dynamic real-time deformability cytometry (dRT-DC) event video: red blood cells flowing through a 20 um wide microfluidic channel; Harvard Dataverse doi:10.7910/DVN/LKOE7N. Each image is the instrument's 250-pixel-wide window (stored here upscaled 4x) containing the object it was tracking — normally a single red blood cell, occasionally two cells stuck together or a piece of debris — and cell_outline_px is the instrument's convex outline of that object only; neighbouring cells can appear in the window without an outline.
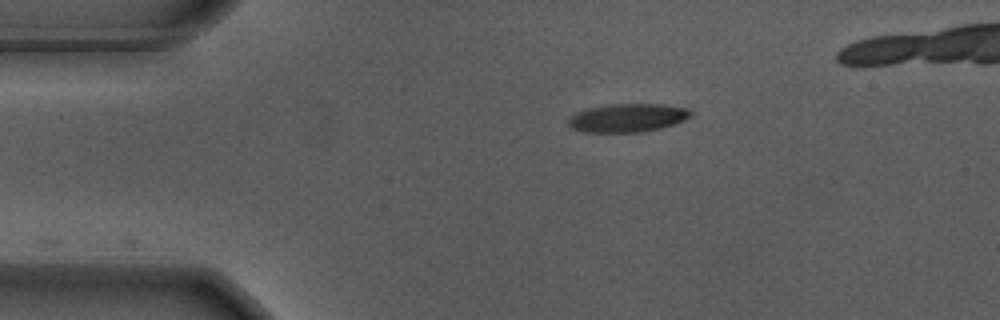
{"species": "Egyptian fruit bat (a non-hibernating species)", "species_latin": "Rousettus aegyptiacus", "temperature_condition": "warm", "stored_images_in_passage": 41, "camera_frame_rate_fps": 3000, "um_per_image_px": 0.085, "animal": {"sex": "male"}, "frame": {"image": 1, "passage_image": 1, "time_ms": 0.0, "image_size_px": [1000, 320], "cell_outline_px": [[692, 116], [676, 124], [660, 128], [640, 132], [584, 132], [572, 128], [568, 124], [568, 116], [576, 112], [588, 108], [612, 104], [660, 104], [688, 108], [692, 112]], "centroid_in_image_um": [53.34, 10.01], "position_along_channel_um": 31.7, "area_um2": 20.35}}
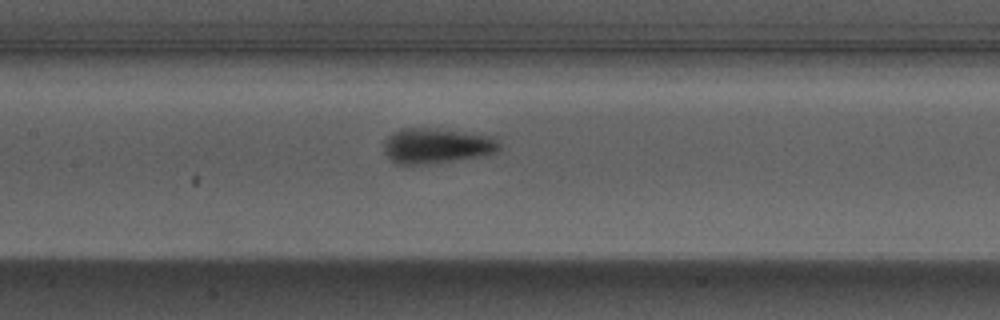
{"frame": {"image": 2, "passage_image": 16, "time_ms": 5.0, "image_size_px": [1000, 320], "cell_outline_px": [[500, 148], [496, 152], [476, 156], [452, 160], [424, 164], [396, 164], [384, 152], [384, 140], [392, 132], [400, 128], [436, 128], [496, 136], [500, 144]], "centroid_in_image_um": [37.1, 12.36], "position_along_channel_um": 170.3, "area_um2": 23.7}}
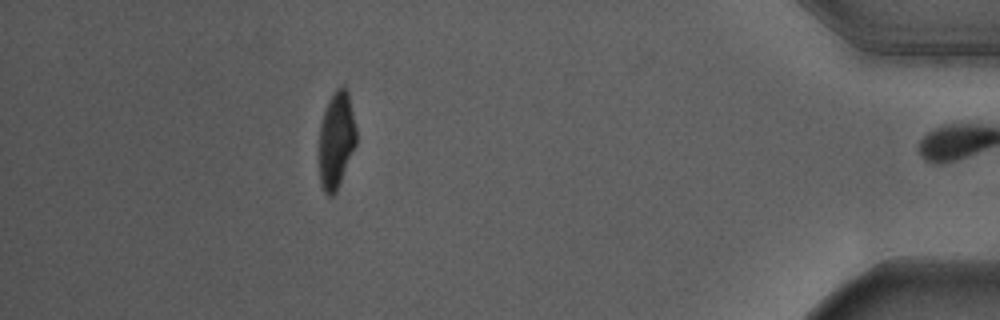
{"frame": {"image": 3, "passage_image": 40, "time_ms": 13.0, "image_size_px": [1000, 320], "cell_outline_px": [[356, 144], [336, 192], [332, 196], [328, 196], [324, 192], [320, 184], [320, 124], [328, 100], [332, 92], [340, 84], [344, 84], [348, 92], [356, 128]], "centroid_in_image_um": [28.59, 11.86], "position_along_channel_um": 406.6, "area_um2": 20.92}, "authors_computed_cell_mechanics": {"area_um2": 22.1374, "velocity_mm_per_s": 3.6726, "shape_relaxation_time_tau1_ms": 4.0958, "shape_relaxation_time_tau2_ms": 0.9395, "deformation_change_tau1": 0.2038, "deformation_change_tau2": 0.0761}}